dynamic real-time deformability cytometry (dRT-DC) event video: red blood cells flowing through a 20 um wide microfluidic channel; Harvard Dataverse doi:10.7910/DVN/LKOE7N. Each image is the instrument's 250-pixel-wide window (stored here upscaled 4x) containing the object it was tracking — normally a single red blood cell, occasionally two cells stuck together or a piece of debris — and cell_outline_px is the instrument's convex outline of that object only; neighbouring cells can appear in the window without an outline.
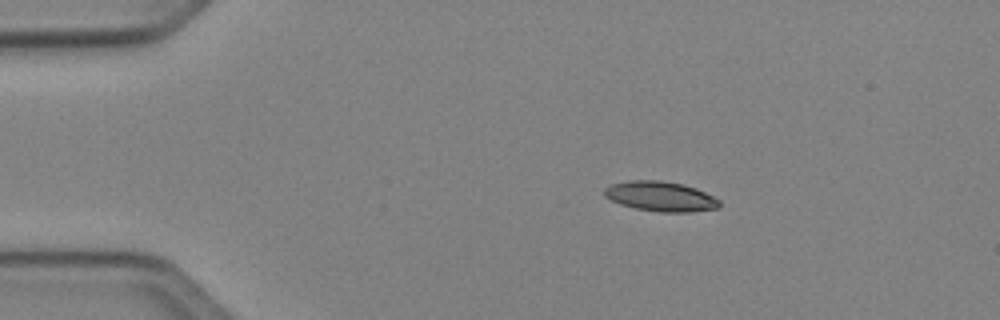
{"species": "Egyptian fruit bat (a non-hibernating species)", "species_latin": "Rousettus aegyptiacus", "temperature_condition": "cold", "stored_images_in_passage": 2, "camera_frame_rate_fps": 3000, "um_per_image_px": 0.085, "animal": {"sex": "female"}, "frame": {"image": 1, "passage_image": 1, "time_ms": 0.0, "image_size_px": [1000, 320], "cell_outline_px": [[720, 208], [692, 212], [660, 212], [636, 208], [620, 204], [604, 196], [604, 188], [612, 184], [628, 180], [660, 180], [684, 184], [696, 188], [720, 200]], "centroid_in_image_um": [56.16, 16.69], "position_along_channel_um": 28.8, "area_um2": 20.11}}